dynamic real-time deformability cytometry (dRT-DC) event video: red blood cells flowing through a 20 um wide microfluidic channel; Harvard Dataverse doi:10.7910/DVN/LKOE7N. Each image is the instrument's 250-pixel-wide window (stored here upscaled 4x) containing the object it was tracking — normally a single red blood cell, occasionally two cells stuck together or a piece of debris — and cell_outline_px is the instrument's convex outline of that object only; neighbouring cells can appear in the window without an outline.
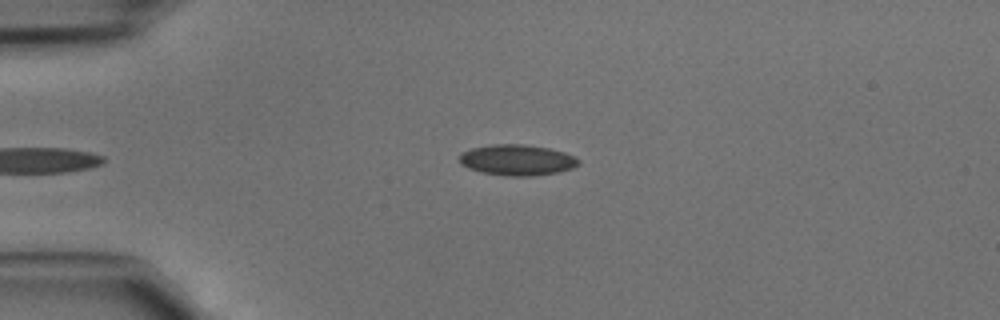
{"species": "common noctule bat (a hibernating species)", "species_latin": "Nyctalus noctula", "temperature_condition": "cold", "stored_images_in_passage": 32, "camera_frame_rate_fps": 3000, "um_per_image_px": 0.085, "animal": {"sex": "male", "body_mass_g": 15.6}, "frame": {"image": 1, "passage_image": 1, "time_ms": 0.0, "image_size_px": [1000, 320], "cell_outline_px": [[580, 164], [572, 168], [560, 172], [532, 176], [504, 176], [480, 172], [468, 168], [460, 164], [460, 152], [472, 148], [492, 144], [524, 144], [548, 148], [564, 152], [580, 160]], "centroid_in_image_um": [43.94, 13.61], "position_along_channel_um": 41.1, "area_um2": 21.56}}
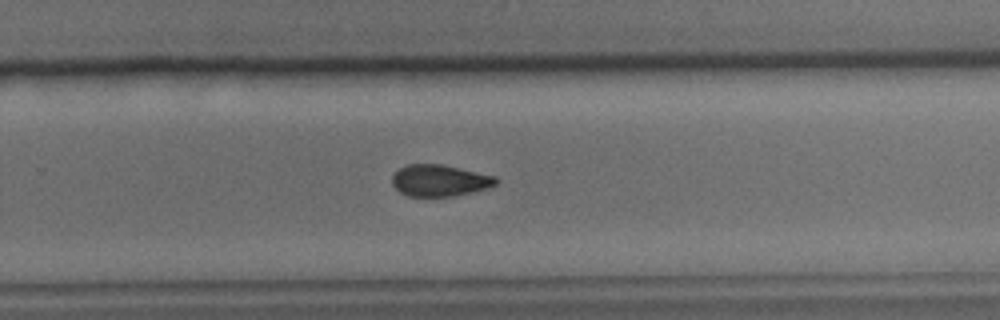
{"frame": {"image": 2, "passage_image": 20, "time_ms": 6.333, "image_size_px": [1000, 320], "cell_outline_px": [[500, 180], [496, 184], [488, 188], [472, 192], [452, 196], [408, 196], [400, 192], [392, 184], [392, 176], [400, 168], [408, 164], [440, 164], [496, 176]], "centroid_in_image_um": [37.38, 15.34], "position_along_channel_um": 292.4, "area_um2": 19.02}}
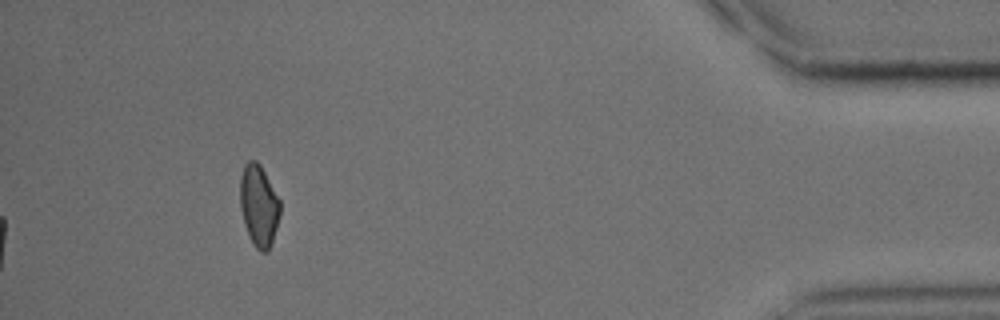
{"frame": {"image": 3, "passage_image": 32, "time_ms": 10.333, "image_size_px": [1000, 320], "cell_outline_px": [[280, 216], [272, 244], [268, 252], [260, 252], [256, 248], [244, 224], [240, 208], [240, 176], [244, 164], [248, 160], [256, 160], [260, 164], [280, 200]], "centroid_in_image_um": [22.0, 17.47], "position_along_channel_um": 413.2, "area_um2": 19.13}}